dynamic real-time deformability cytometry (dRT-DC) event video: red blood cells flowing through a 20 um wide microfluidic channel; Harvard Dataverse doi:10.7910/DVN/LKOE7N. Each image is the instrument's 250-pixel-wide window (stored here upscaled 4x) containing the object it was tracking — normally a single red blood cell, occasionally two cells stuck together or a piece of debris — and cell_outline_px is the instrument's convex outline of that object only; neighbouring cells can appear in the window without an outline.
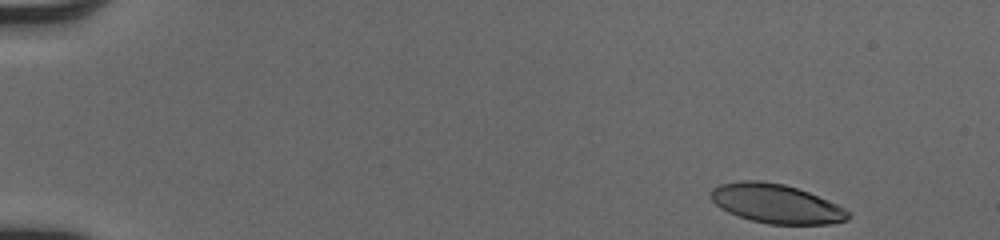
{"species": "human", "species_latin": "Homo sapiens", "temperature_condition": "cold", "stored_images_in_passage": 47, "camera_frame_rate_fps": 3000, "um_per_image_px": 0.085, "donor": {"sex": "male"}, "frame": {"image": 1, "passage_image": 1, "time_ms": 0.0, "image_size_px": [1000, 240], "cell_outline_px": [[852, 216], [848, 220], [828, 224], [768, 224], [752, 220], [728, 212], [720, 208], [708, 196], [708, 192], [712, 188], [720, 184], [740, 180], [764, 180], [784, 184], [808, 192], [828, 200], [852, 212]], "centroid_in_image_um": [65.96, 17.3], "position_along_channel_um": 19.0, "area_um2": 31.56}}
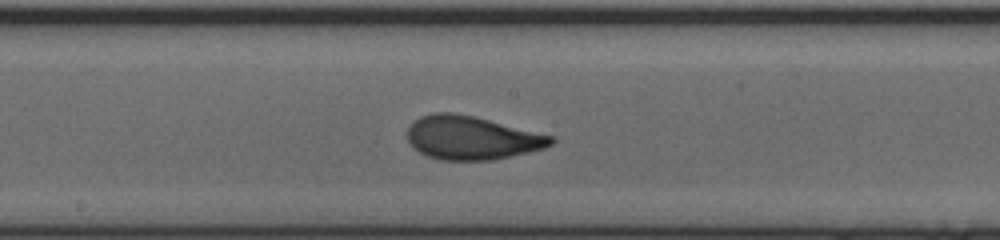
{"frame": {"image": 2, "passage_image": 25, "time_ms": 8.0, "image_size_px": [1000, 240], "cell_outline_px": [[556, 140], [552, 144], [544, 148], [492, 160], [440, 160], [428, 156], [412, 148], [408, 140], [408, 128], [420, 116], [432, 112], [456, 112], [476, 116], [552, 136]], "centroid_in_image_um": [40.07, 11.7], "position_along_channel_um": 208.1, "area_um2": 36.41}}
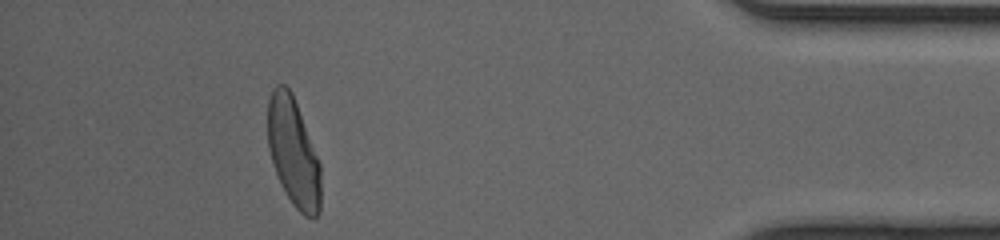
{"frame": {"image": 3, "passage_image": 43, "time_ms": 14.0, "image_size_px": [1000, 240], "cell_outline_px": [[320, 212], [316, 216], [304, 216], [292, 204], [280, 184], [272, 164], [268, 148], [268, 100], [272, 88], [276, 84], [284, 84], [292, 92], [320, 164]], "centroid_in_image_um": [24.91, 12.94], "position_along_channel_um": 410.3, "area_um2": 33.47}, "authors_computed_cell_mechanics": {"area_um2": 34.9112, "velocity_mm_per_s": 4.1151, "shape_relaxation_time_tau1_ms": 3.8401, "shape_relaxation_time_tau2_ms": 0.8319, "deformation_change_tau1": 0.1896, "deformation_change_tau2": 0.0655}}